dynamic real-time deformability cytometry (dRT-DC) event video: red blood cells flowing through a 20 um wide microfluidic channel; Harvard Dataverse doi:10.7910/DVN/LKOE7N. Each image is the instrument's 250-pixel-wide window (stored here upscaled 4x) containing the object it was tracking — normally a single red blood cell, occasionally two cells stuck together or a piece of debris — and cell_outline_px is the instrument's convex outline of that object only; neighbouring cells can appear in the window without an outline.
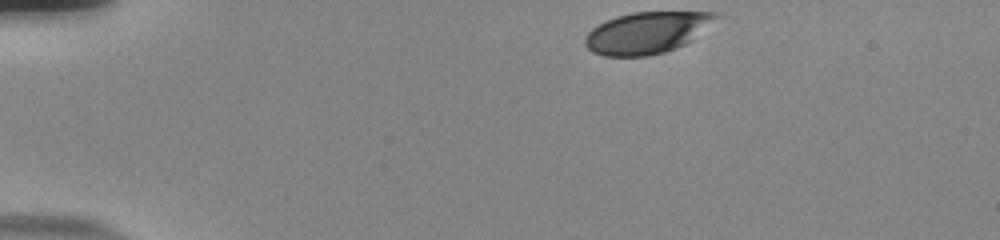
{"species": "human", "species_latin": "Homo sapiens", "temperature_condition": "room temperature", "stored_images_in_passage": 39, "camera_frame_rate_fps": 3000, "um_per_image_px": 0.085, "donor": {"sex": "male"}, "frame": {"image": 1, "passage_image": 1, "time_ms": 0.0, "image_size_px": [1000, 240], "cell_outline_px": [[720, 16], [684, 44], [676, 48], [664, 52], [648, 56], [604, 56], [592, 52], [584, 44], [584, 36], [592, 28], [616, 16], [632, 12], [720, 12]], "centroid_in_image_um": [54.93, 2.78], "position_along_channel_um": 30.1, "area_um2": 31.39}}
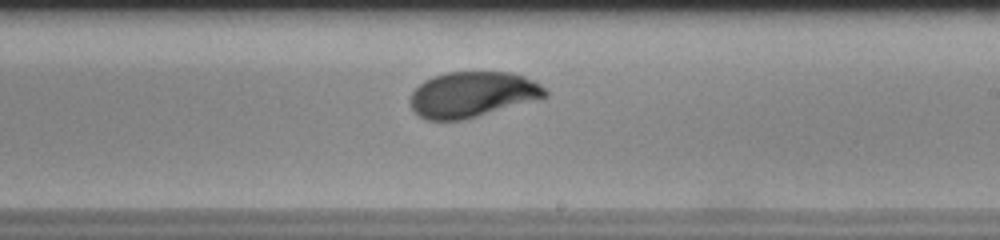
{"frame": {"image": 2, "passage_image": 25, "time_ms": 8.0, "image_size_px": [1000, 240], "cell_outline_px": [[548, 96], [464, 120], [428, 120], [420, 116], [412, 108], [408, 100], [412, 92], [424, 80], [432, 76], [444, 72], [508, 72], [524, 76], [540, 84], [548, 92]], "centroid_in_image_um": [40.12, 8.02], "position_along_channel_um": 248.9, "area_um2": 35.72}}
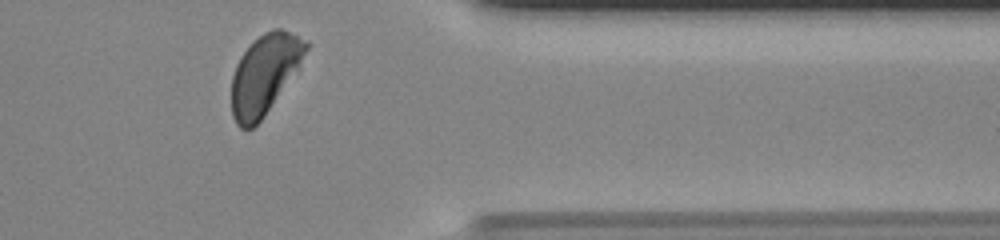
{"frame": {"image": 3, "passage_image": 37, "time_ms": 12.0, "image_size_px": [1000, 240], "cell_outline_px": [[308, 48], [296, 68], [264, 116], [252, 128], [240, 128], [236, 124], [232, 116], [232, 76], [236, 64], [240, 56], [264, 32], [272, 28], [280, 28], [308, 40]], "centroid_in_image_um": [22.45, 6.3], "position_along_channel_um": 388.9, "area_um2": 33.47}, "authors_computed_cell_mechanics": {"area_um2": 35.6626, "velocity_mm_per_s": 3.7522, "shape_relaxation_time_tau1_ms": 2.8309, "shape_relaxation_time_tau2_ms": null, "deformation_change_tau1": 0.1458, "deformation_change_tau2": null}}